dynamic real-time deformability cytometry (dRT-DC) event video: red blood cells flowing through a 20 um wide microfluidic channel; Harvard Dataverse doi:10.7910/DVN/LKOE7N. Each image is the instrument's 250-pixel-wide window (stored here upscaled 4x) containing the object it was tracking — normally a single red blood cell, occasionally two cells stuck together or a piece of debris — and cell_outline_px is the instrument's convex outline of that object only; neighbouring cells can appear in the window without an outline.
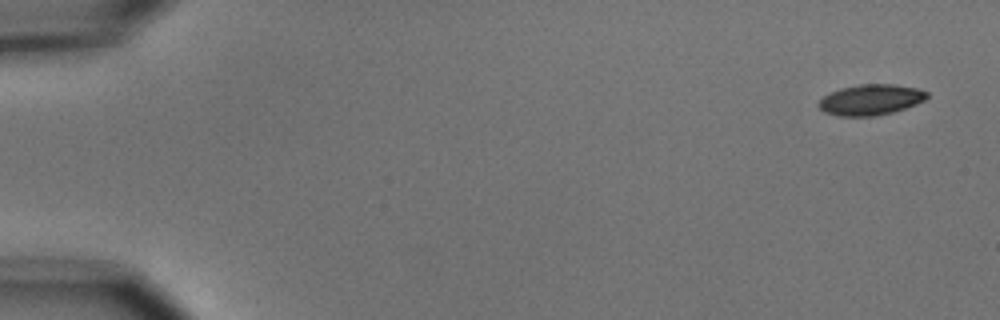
{"species": "common noctule bat (a hibernating species)", "species_latin": "Nyctalus noctula", "temperature_condition": "cold", "stored_images_in_passage": 5, "camera_frame_rate_fps": 3000, "um_per_image_px": 0.085, "animal": {"sex": "male", "body_mass_g": 15.6}, "frame": {"image": 1, "passage_image": 1, "time_ms": 0.0, "image_size_px": [1000, 320], "cell_outline_px": [[928, 96], [924, 100], [916, 104], [892, 112], [876, 116], [840, 116], [824, 112], [816, 104], [824, 96], [840, 88], [860, 84], [892, 84], [916, 88], [928, 92]], "centroid_in_image_um": [73.99, 8.48], "position_along_channel_um": 11.0, "area_um2": 19.25}}
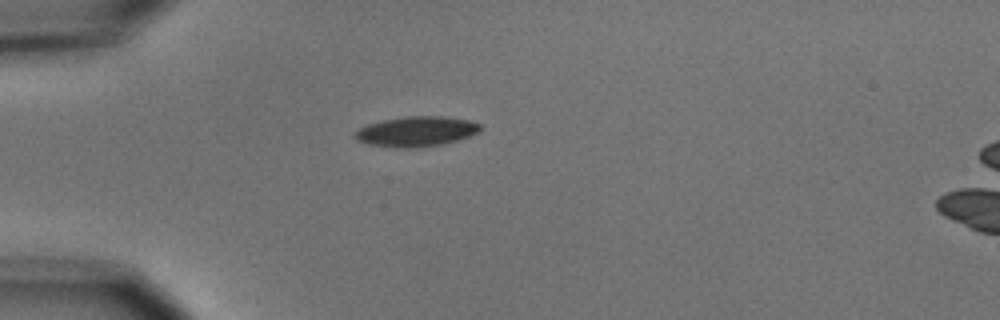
{"frame": {"image": 2, "passage_image": 4, "time_ms": 4.333, "image_size_px": [1000, 320], "cell_outline_px": [[480, 132], [444, 144], [416, 148], [396, 148], [368, 144], [356, 140], [352, 136], [360, 128], [368, 124], [384, 120], [404, 116], [444, 116], [468, 120], [480, 124]], "centroid_in_image_um": [35.37, 11.18], "position_along_channel_um": 49.6, "area_um2": 22.02}}